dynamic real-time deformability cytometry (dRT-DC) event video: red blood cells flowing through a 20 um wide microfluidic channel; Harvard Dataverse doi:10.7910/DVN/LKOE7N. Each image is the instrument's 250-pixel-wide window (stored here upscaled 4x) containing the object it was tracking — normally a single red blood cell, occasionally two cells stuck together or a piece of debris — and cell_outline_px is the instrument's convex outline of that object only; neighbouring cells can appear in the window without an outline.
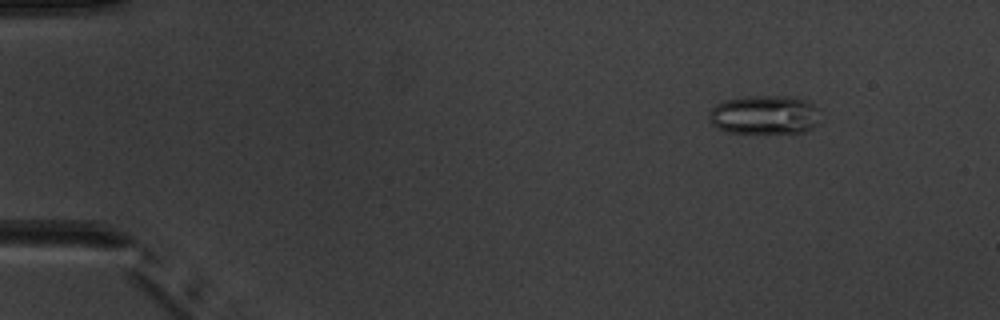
{"species": "common noctule bat (a hibernating species)", "species_latin": "Nyctalus noctula", "temperature_condition": "warm", "stored_images_in_passage": 5, "camera_frame_rate_fps": 3000, "um_per_image_px": 0.085, "animal": {"sex": "male", "body_mass_g": 20.1, "forearm_length_mm": 53.5}, "frame": {"image": 1, "passage_image": 2, "time_ms": 1.333, "image_size_px": [1000, 320], "cell_outline_px": [[820, 124], [804, 132], [724, 132], [716, 128], [708, 120], [708, 112], [716, 104], [724, 100], [748, 96], [792, 96], [808, 100], [820, 108]], "centroid_in_image_um": [65.02, 9.75], "position_along_channel_um": 20.0, "area_um2": 25.78}}